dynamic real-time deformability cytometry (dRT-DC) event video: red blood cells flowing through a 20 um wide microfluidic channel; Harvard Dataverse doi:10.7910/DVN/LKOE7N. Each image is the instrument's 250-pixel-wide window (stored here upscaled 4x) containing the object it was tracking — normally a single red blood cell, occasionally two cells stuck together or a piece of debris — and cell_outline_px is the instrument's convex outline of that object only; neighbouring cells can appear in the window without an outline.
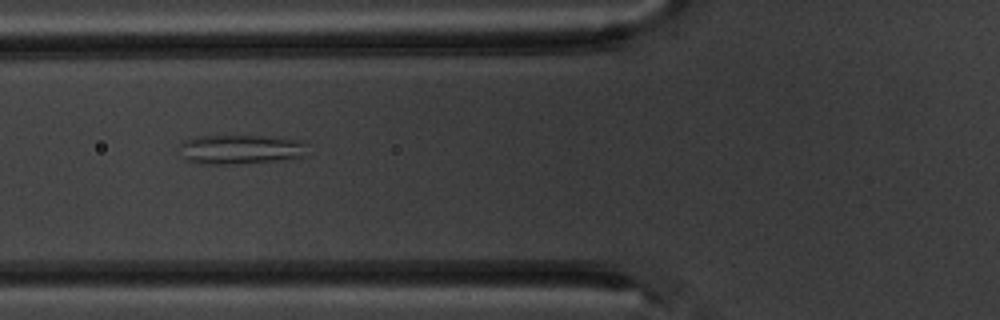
{"species": "common noctule bat (a hibernating species)", "species_latin": "Nyctalus noctula", "temperature_condition": "warm", "stored_images_in_passage": 9, "camera_frame_rate_fps": 3000, "um_per_image_px": 0.085, "animal": {"sex": "male", "body_mass_g": 20.1, "forearm_length_mm": 53.5}, "frame": {"image": 1, "passage_image": 6, "time_ms": 5.667, "image_size_px": [1000, 320], "cell_outline_px": [[312, 156], [280, 160], [240, 164], [200, 164], [188, 160], [184, 156], [180, 144], [184, 140], [192, 136], [264, 136], [304, 140], [308, 144]], "centroid_in_image_um": [20.6, 12.7], "position_along_channel_um": 105.2, "area_um2": 22.54}}